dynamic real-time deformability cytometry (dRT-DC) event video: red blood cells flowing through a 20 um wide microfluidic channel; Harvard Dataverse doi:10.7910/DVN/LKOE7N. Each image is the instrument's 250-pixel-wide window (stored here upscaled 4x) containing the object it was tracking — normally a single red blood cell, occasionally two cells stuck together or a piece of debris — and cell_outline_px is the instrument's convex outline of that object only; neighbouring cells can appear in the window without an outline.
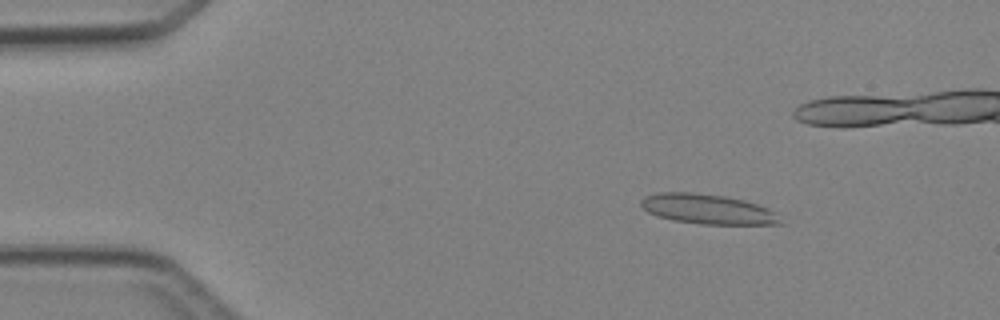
{"species": "Egyptian fruit bat (a non-hibernating species)", "species_latin": "Rousettus aegyptiacus", "temperature_condition": "cold", "stored_images_in_passage": 5, "camera_frame_rate_fps": 3000, "um_per_image_px": 0.085, "animal": {"sex": "female"}, "frame": {"image": 1, "passage_image": 2, "time_ms": 1.333, "image_size_px": [1000, 320], "cell_outline_px": [[784, 224], [700, 224], [672, 220], [656, 216], [648, 212], [640, 204], [640, 200], [644, 196], [656, 192], [692, 192], [724, 196], [744, 200], [768, 208]], "centroid_in_image_um": [60.07, 17.77], "position_along_channel_um": 24.9, "area_um2": 24.16}}